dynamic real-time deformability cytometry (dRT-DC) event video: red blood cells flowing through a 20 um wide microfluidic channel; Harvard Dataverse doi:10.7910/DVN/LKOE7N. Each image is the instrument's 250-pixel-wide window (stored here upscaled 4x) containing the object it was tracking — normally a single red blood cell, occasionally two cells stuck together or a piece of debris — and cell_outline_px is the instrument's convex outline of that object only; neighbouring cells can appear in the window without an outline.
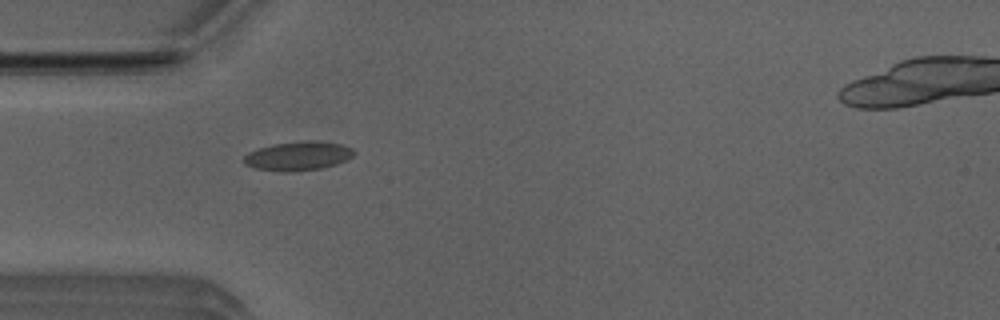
{"species": "Egyptian fruit bat (a non-hibernating species)", "species_latin": "Rousettus aegyptiacus", "temperature_condition": "room temperature", "stored_images_in_passage": 52, "camera_frame_rate_fps": 3000, "um_per_image_px": 0.085, "animal": {"sex": "male"}, "frame": {"image": 1, "passage_image": 15, "time_ms": 4.667, "image_size_px": [1000, 320], "cell_outline_px": [[356, 152], [352, 156], [336, 164], [320, 168], [288, 172], [284, 172], [256, 168], [244, 164], [244, 156], [248, 152], [272, 144], [304, 140], [312, 140], [340, 144], [352, 148]], "centroid_in_image_um": [25.32, 13.25], "position_along_channel_um": 59.7, "area_um2": 18.44}}
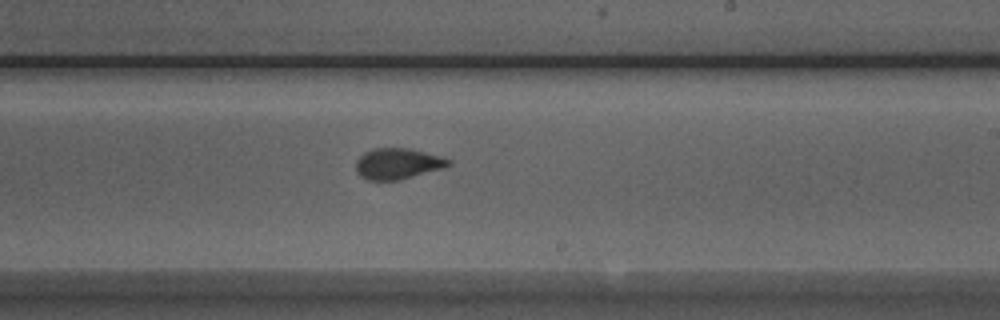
{"frame": {"image": 2, "passage_image": 30, "time_ms": 9.667, "image_size_px": [1000, 320], "cell_outline_px": [[452, 164], [444, 168], [400, 180], [368, 180], [360, 176], [356, 172], [356, 160], [364, 152], [372, 148], [408, 148], [440, 156], [452, 160]], "centroid_in_image_um": [33.8, 13.91], "position_along_channel_um": 255.2, "area_um2": 16.82}}
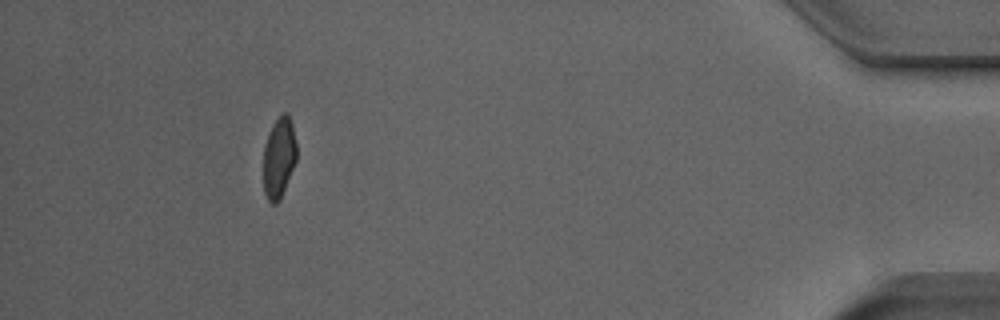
{"frame": {"image": 3, "passage_image": 47, "time_ms": 15.333, "image_size_px": [1000, 320], "cell_outline_px": [[296, 160], [280, 200], [276, 204], [272, 204], [268, 200], [264, 192], [264, 144], [272, 124], [284, 112], [288, 112], [292, 124], [296, 144]], "centroid_in_image_um": [23.71, 13.39], "position_along_channel_um": 411.5, "area_um2": 15.55}, "authors_computed_cell_mechanics": {"area_um2": 16.9643, "velocity_mm_per_s": 3.9445, "shape_relaxation_time_tau1_ms": 3.4928, "shape_relaxation_time_tau2_ms": 0.7093, "deformation_change_tau1": 0.1446, "deformation_change_tau2": 0.0458}}